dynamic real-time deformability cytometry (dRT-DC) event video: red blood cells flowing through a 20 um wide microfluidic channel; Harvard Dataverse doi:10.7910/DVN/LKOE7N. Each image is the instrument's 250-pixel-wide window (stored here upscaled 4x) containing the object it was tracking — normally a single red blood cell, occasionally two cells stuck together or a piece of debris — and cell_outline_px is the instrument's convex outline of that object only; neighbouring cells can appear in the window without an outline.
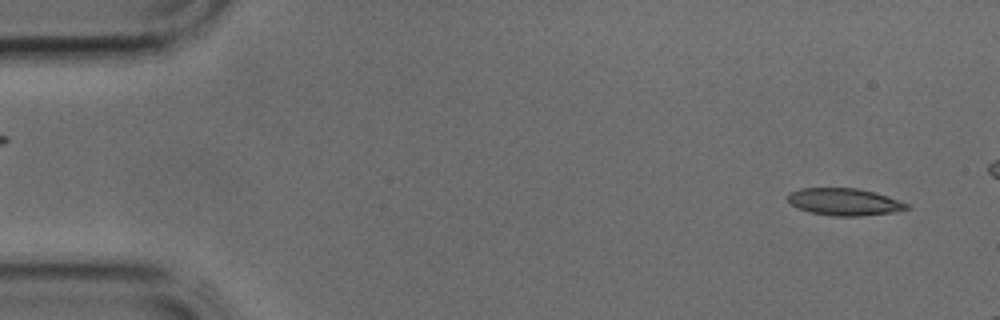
{"species": "common noctule bat (a hibernating species)", "species_latin": "Nyctalus noctula", "temperature_condition": "cold", "stored_images_in_passage": 35, "camera_frame_rate_fps": 3000, "um_per_image_px": 0.085, "animal": {"sex": "male", "body_mass_g": 17.9, "forearm_length_mm": 54.2}, "frame": {"image": 1, "passage_image": 2, "time_ms": 0.333, "image_size_px": [1000, 320], "cell_outline_px": [[912, 204], [908, 208], [892, 212], [860, 216], [832, 216], [808, 212], [796, 208], [788, 200], [788, 192], [800, 188], [856, 188], [876, 192]], "centroid_in_image_um": [71.76, 17.15], "position_along_channel_um": 13.2, "area_um2": 19.02}}
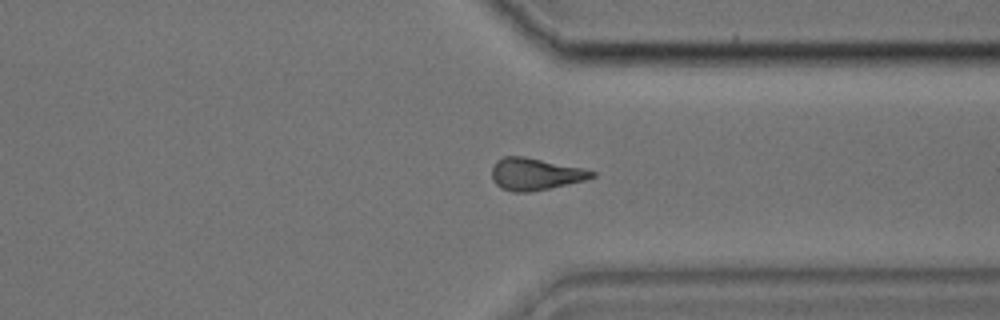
{"frame": {"image": 2, "passage_image": 29, "time_ms": 9.333, "image_size_px": [1000, 320], "cell_outline_px": [[596, 176], [584, 180], [548, 188], [528, 192], [512, 192], [500, 188], [492, 180], [492, 168], [496, 160], [504, 156], [524, 156], [584, 168], [596, 172]], "centroid_in_image_um": [45.47, 14.79], "position_along_channel_um": 365.9, "area_um2": 18.67}}
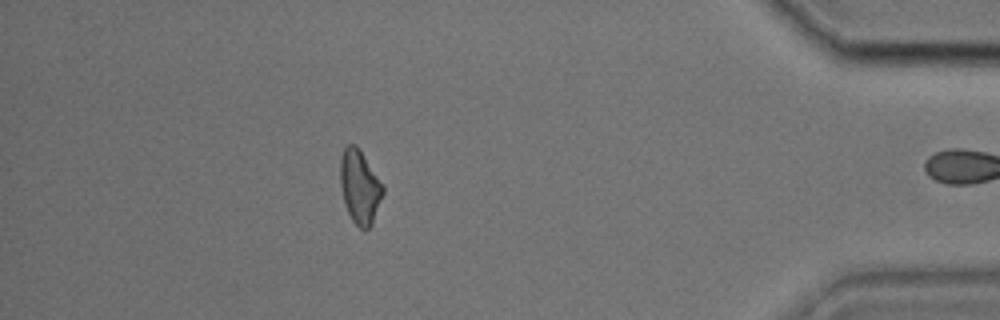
{"frame": {"image": 3, "passage_image": 34, "time_ms": 11.0, "image_size_px": [1000, 320], "cell_outline_px": [[384, 192], [372, 224], [364, 232], [352, 220], [344, 204], [340, 184], [340, 160], [344, 148], [348, 144], [356, 144], [360, 148], [384, 184]], "centroid_in_image_um": [30.59, 15.86], "position_along_channel_um": 404.6, "area_um2": 18.67}}